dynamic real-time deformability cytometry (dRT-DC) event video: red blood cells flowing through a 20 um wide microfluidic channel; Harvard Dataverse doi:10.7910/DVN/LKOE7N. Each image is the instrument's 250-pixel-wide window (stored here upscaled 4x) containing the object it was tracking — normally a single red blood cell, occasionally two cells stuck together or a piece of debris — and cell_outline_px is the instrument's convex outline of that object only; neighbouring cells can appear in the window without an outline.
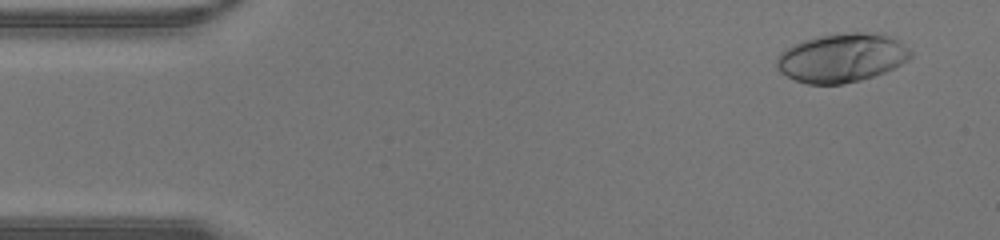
{"species": "human", "species_latin": "Homo sapiens", "temperature_condition": "warm", "stored_images_in_passage": 42, "camera_frame_rate_fps": 3000, "um_per_image_px": 0.085, "donor": {"sex": "male"}, "frame": {"image": 1, "passage_image": 3, "time_ms": 0.667, "image_size_px": [1000, 240], "cell_outline_px": [[912, 56], [908, 60], [884, 72], [860, 80], [844, 84], [808, 84], [796, 80], [780, 72], [776, 68], [776, 60], [780, 52], [804, 40], [820, 36], [852, 32], [884, 32], [908, 48], [912, 52]], "centroid_in_image_um": [71.56, 4.91], "position_along_channel_um": 13.4, "area_um2": 37.92}}
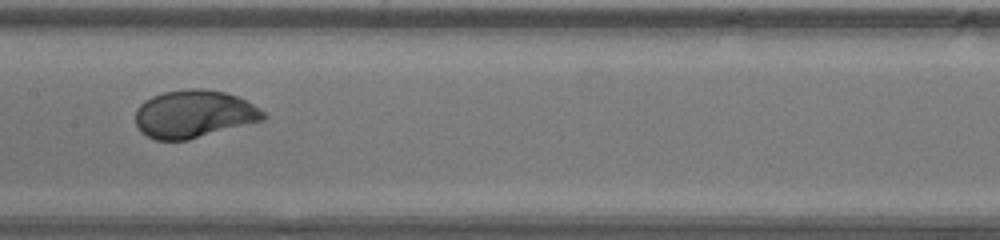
{"frame": {"image": 2, "passage_image": 21, "time_ms": 6.667, "image_size_px": [1000, 240], "cell_outline_px": [[268, 116], [264, 120], [188, 140], [156, 140], [140, 132], [136, 124], [136, 108], [144, 100], [152, 96], [164, 92], [188, 88], [200, 88], [224, 92], [236, 96], [260, 108]], "centroid_in_image_um": [16.47, 9.69], "position_along_channel_um": 190.9, "area_um2": 35.6}}
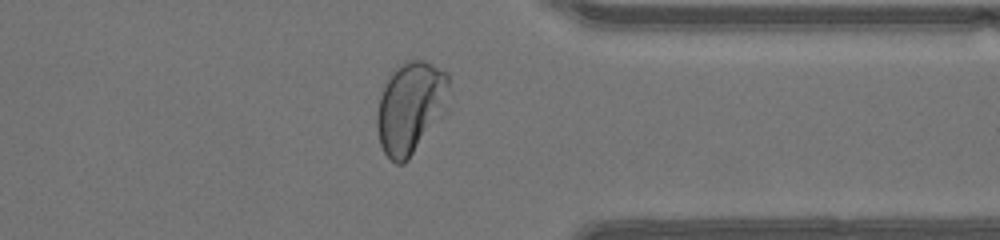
{"frame": {"image": 3, "passage_image": 33, "time_ms": 10.667, "image_size_px": [1000, 240], "cell_outline_px": [[448, 112], [408, 160], [404, 164], [396, 164], [384, 152], [380, 144], [376, 128], [376, 116], [380, 96], [392, 68], [408, 60], [424, 60], [448, 72]], "centroid_in_image_um": [34.92, 9.15], "position_along_channel_um": 376.5, "area_um2": 39.42}}